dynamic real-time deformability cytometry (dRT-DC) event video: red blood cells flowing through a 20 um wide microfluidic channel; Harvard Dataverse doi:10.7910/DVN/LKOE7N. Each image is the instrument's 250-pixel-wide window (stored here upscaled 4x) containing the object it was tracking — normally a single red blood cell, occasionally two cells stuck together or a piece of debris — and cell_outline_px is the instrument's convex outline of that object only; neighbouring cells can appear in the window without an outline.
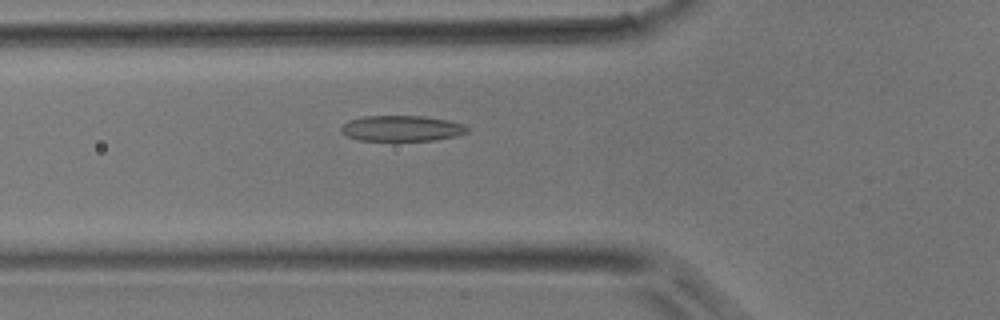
{"species": "common noctule bat (a hibernating species)", "species_latin": "Nyctalus noctula", "temperature_condition": "room temperature", "stored_images_in_passage": 28, "camera_frame_rate_fps": 3000, "um_per_image_px": 0.085, "animal": {"sex": "male", "body_mass_g": 17.9}, "frame": {"image": 1, "passage_image": 3, "time_ms": 0.667, "image_size_px": [1000, 320], "cell_outline_px": [[468, 132], [456, 136], [436, 140], [360, 140], [348, 136], [340, 132], [340, 124], [348, 120], [364, 116], [424, 116], [448, 120], [464, 124], [468, 128]], "centroid_in_image_um": [34.12, 10.9], "position_along_channel_um": 91.7, "area_um2": 18.96}}
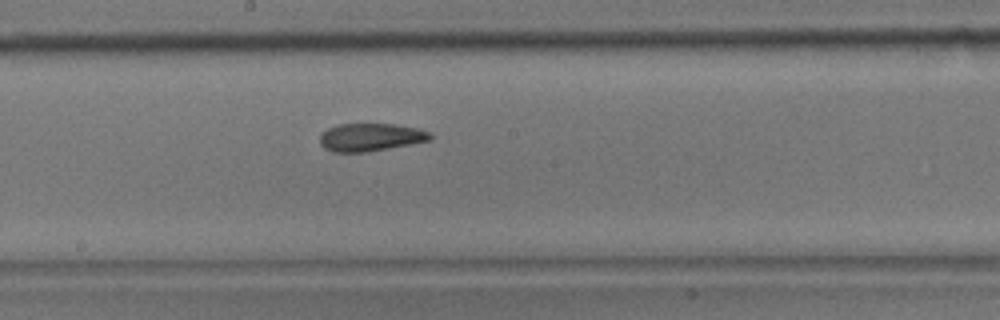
{"frame": {"image": 2, "passage_image": 12, "time_ms": 3.667, "image_size_px": [1000, 320], "cell_outline_px": [[432, 140], [388, 148], [364, 152], [332, 152], [324, 148], [320, 144], [320, 136], [328, 128], [340, 124], [392, 124], [420, 128], [432, 132]], "centroid_in_image_um": [31.53, 11.66], "position_along_channel_um": 216.7, "area_um2": 17.92}}
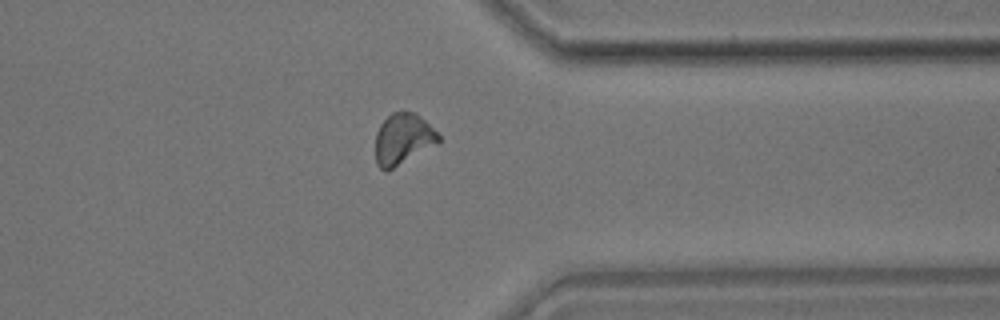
{"frame": {"image": 3, "passage_image": 24, "time_ms": 7.667, "image_size_px": [1000, 320], "cell_outline_px": [[440, 140], [388, 172], [384, 172], [376, 164], [376, 132], [380, 124], [392, 112], [416, 112], [440, 136]], "centroid_in_image_um": [34.2, 11.83], "position_along_channel_um": 377.2, "area_um2": 18.44}}